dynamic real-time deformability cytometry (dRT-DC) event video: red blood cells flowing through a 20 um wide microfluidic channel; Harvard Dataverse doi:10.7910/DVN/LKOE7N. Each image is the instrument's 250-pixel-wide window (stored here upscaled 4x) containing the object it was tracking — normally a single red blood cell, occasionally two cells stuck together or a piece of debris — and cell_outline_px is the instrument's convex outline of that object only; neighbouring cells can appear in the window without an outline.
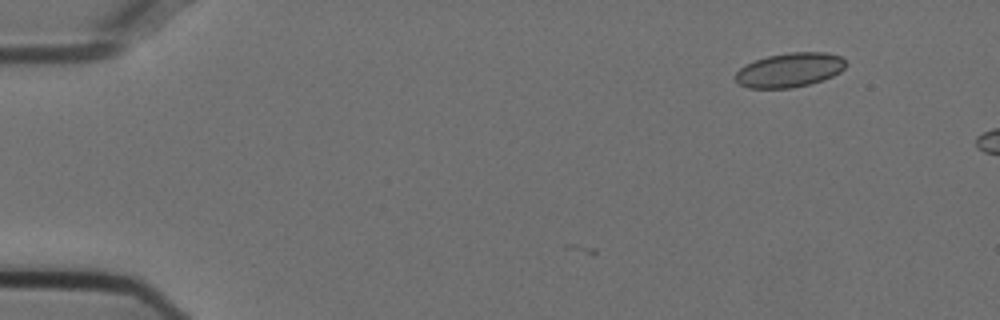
{"species": "Egyptian fruit bat (a non-hibernating species)", "species_latin": "Rousettus aegyptiacus", "temperature_condition": "cold", "stored_images_in_passage": 7, "camera_frame_rate_fps": 3000, "um_per_image_px": 0.085, "animal": {"sex": "female"}, "frame": {"image": 1, "passage_image": 1, "time_ms": 0.0, "image_size_px": [1000, 320], "cell_outline_px": [[844, 68], [840, 72], [824, 80], [792, 88], [748, 88], [740, 84], [736, 80], [736, 72], [740, 68], [756, 60], [768, 56], [788, 52], [824, 52], [840, 56], [844, 60]], "centroid_in_image_um": [67.12, 5.95], "position_along_channel_um": 17.9, "area_um2": 21.85}}